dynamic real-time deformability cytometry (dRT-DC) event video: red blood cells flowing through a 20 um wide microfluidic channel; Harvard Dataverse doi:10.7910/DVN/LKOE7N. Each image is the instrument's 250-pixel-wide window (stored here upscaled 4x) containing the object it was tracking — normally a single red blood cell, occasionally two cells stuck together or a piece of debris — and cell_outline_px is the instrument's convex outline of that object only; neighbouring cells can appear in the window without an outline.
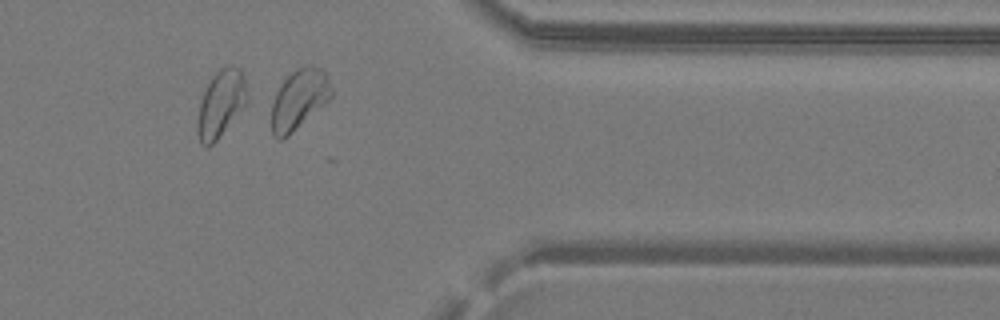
{"species": "common noctule bat (a hibernating species)", "species_latin": "Nyctalus noctula", "temperature_condition": "warm", "stored_images_in_passage": 26, "camera_frame_rate_fps": 3000, "um_per_image_px": 0.085, "animal": {"sex": "male", "body_mass_g": 19.2, "forearm_length_mm": 51.8}, "frame": {"image": 1, "passage_image": 22, "time_ms": 7.0, "image_size_px": [1000, 320], "cell_outline_px": [[332, 96], [328, 100], [288, 136], [280, 140], [272, 136], [272, 104], [276, 92], [280, 84], [296, 68], [308, 64], [312, 64], [320, 68], [324, 72], [328, 80], [332, 92]], "centroid_in_image_um": [25.39, 8.43], "position_along_channel_um": 386.0, "area_um2": 20.63}}